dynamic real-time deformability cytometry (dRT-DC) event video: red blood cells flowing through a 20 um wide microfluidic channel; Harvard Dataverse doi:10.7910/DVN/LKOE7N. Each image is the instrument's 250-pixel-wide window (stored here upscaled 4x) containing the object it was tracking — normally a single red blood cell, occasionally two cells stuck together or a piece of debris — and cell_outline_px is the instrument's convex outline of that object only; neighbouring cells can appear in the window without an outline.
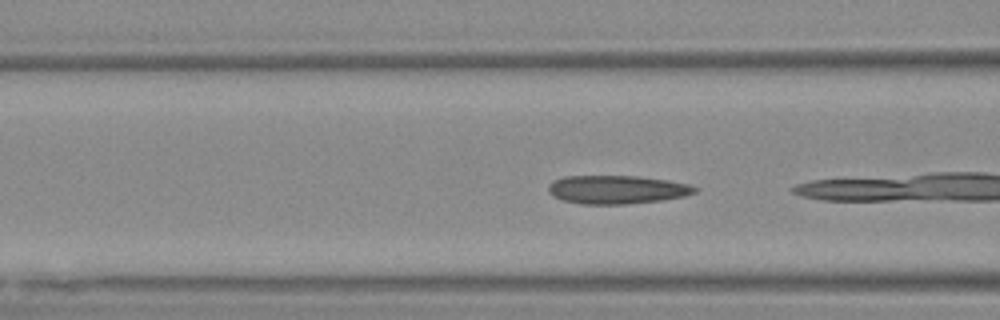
{"species": "Egyptian fruit bat (a non-hibernating species)", "species_latin": "Rousettus aegyptiacus", "temperature_condition": "warm", "stored_images_in_passage": 10, "camera_frame_rate_fps": 3000, "um_per_image_px": 0.085, "animal": {"sex": "female"}, "frame": {"image": 1, "passage_image": 4, "time_ms": 1.0, "image_size_px": [1000, 320], "cell_outline_px": [[700, 188], [696, 192], [684, 196], [660, 200], [624, 204], [580, 204], [564, 200], [552, 196], [548, 192], [548, 184], [552, 180], [564, 176], [636, 176], [668, 180], [692, 184]], "centroid_in_image_um": [52.43, 16.1], "position_along_channel_um": 114.2, "area_um2": 24.45}}